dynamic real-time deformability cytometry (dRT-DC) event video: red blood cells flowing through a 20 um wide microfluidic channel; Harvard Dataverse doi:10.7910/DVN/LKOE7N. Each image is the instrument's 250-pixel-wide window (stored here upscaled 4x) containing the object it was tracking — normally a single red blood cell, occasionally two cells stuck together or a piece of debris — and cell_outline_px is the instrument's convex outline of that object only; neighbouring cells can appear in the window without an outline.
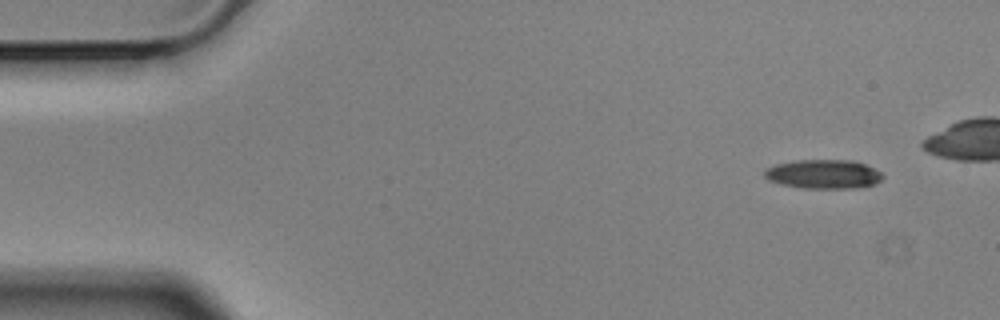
{"species": "Egyptian fruit bat (a non-hibernating species)", "species_latin": "Rousettus aegyptiacus", "temperature_condition": "cold", "stored_images_in_passage": 5, "camera_frame_rate_fps": 3000, "um_per_image_px": 0.085, "animal": {"sex": "male"}, "frame": {"image": 1, "passage_image": 1, "time_ms": 0.0, "image_size_px": [1000, 320], "cell_outline_px": [[884, 176], [876, 184], [856, 188], [800, 188], [780, 184], [768, 180], [764, 176], [764, 172], [768, 168], [776, 164], [796, 160], [852, 160], [864, 164], [880, 172]], "centroid_in_image_um": [69.98, 14.81], "position_along_channel_um": 15.0, "area_um2": 20.0}}